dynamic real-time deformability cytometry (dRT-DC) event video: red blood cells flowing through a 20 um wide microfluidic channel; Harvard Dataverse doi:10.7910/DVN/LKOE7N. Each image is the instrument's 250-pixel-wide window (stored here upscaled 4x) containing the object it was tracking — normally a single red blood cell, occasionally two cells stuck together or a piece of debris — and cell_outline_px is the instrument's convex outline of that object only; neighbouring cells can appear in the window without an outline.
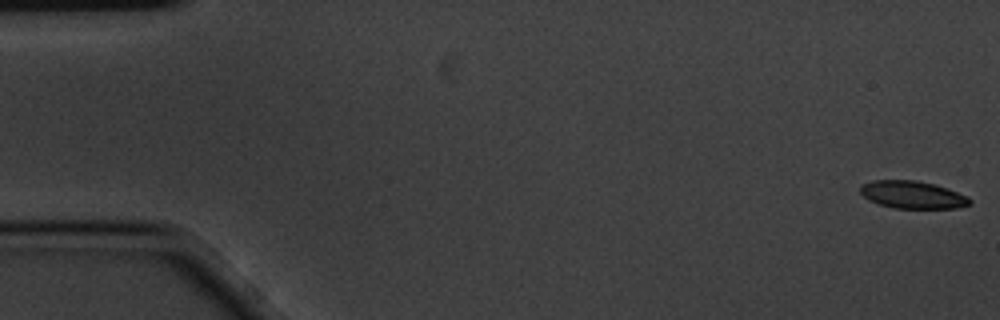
{"species": "common noctule bat (a hibernating species)", "species_latin": "Nyctalus noctula", "temperature_condition": "cold", "stored_images_in_passage": 5, "camera_frame_rate_fps": 3000, "um_per_image_px": 0.085, "animal": {"sex": "male", "body_mass_g": 20.1, "forearm_length_mm": 53.5}, "frame": {"image": 1, "passage_image": 1, "time_ms": 0.0, "image_size_px": [1000, 320], "cell_outline_px": [[972, 204], [956, 208], [892, 208], [868, 200], [860, 192], [860, 184], [872, 180], [916, 180], [936, 184], [948, 188], [968, 196], [972, 200]], "centroid_in_image_um": [77.58, 16.54], "position_along_channel_um": 7.4, "area_um2": 17.8}}
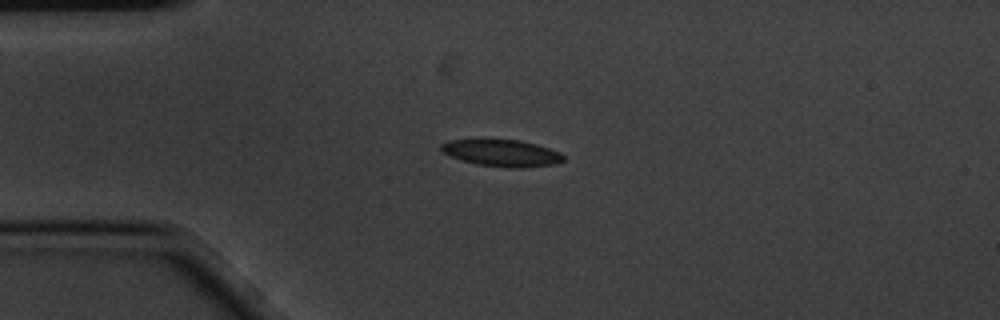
{"frame": {"image": 2, "passage_image": 4, "time_ms": 1.0, "image_size_px": [1000, 320], "cell_outline_px": [[564, 160], [556, 164], [524, 168], [508, 168], [476, 164], [452, 156], [444, 152], [440, 148], [440, 144], [448, 140], [520, 140], [536, 144], [560, 152], [564, 156]], "centroid_in_image_um": [42.7, 13.02], "position_along_channel_um": 42.3, "area_um2": 18.96}}